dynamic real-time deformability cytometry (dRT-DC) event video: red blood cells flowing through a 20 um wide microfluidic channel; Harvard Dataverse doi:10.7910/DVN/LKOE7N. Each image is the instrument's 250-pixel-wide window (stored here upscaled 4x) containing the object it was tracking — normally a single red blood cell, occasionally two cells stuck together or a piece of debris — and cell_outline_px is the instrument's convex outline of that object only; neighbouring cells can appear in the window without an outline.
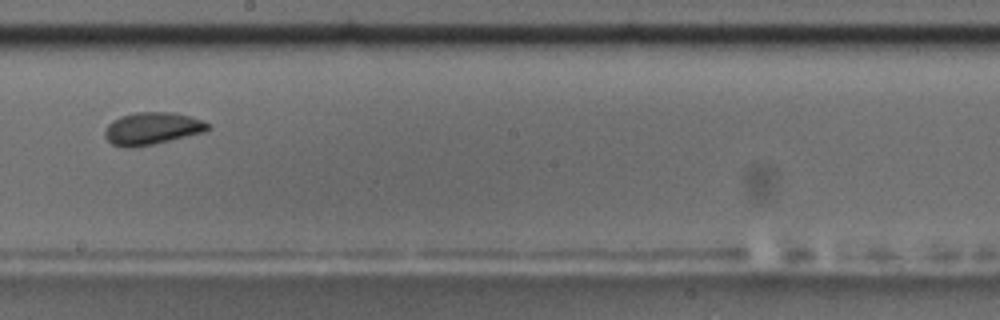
{"species": "common noctule bat (a hibernating species)", "species_latin": "Nyctalus noctula", "temperature_condition": "room temperature", "stored_images_in_passage": 15, "camera_frame_rate_fps": 3000, "um_per_image_px": 0.085, "animal": {"sex": "male", "body_mass_g": 17.5, "forearm_length_mm": 52.3}, "frame": {"image": 1, "passage_image": 9, "time_ms": 10.0, "image_size_px": [1000, 320], "cell_outline_px": [[212, 128], [204, 132], [152, 144], [132, 148], [124, 148], [112, 144], [104, 136], [104, 132], [108, 124], [112, 120], [120, 116], [136, 112], [172, 112], [192, 116], [212, 124]], "centroid_in_image_um": [12.94, 10.91], "position_along_channel_um": 235.3, "area_um2": 19.59}, "authors_computed_cell_mechanics": {"area_um2": 19.3052, "velocity_mm_per_s": 3.5353, "shape_relaxation_time_tau1_ms": 1.2611, "shape_relaxation_time_tau2_ms": null, "deformation_change_tau1": 0.0537, "deformation_change_tau2": null}}